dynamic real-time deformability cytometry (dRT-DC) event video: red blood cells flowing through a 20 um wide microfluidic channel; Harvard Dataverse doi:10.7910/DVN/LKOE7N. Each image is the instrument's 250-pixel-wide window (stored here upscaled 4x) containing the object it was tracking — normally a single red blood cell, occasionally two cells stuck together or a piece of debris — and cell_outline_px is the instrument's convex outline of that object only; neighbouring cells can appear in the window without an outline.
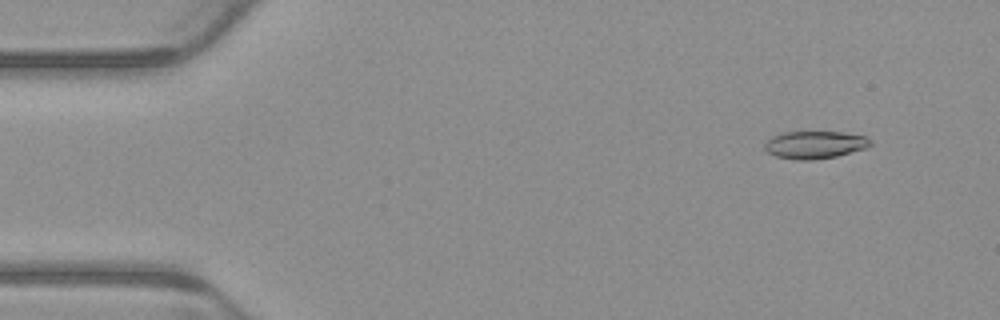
{"species": "common noctule bat (a hibernating species)", "species_latin": "Nyctalus noctula", "temperature_condition": "warm", "stored_images_in_passage": 5, "camera_frame_rate_fps": 3000, "um_per_image_px": 0.085, "animal": {"sex": "male", "body_mass_g": 23.1, "forearm_length_mm": 52.7}, "frame": {"image": 1, "passage_image": 2, "time_ms": 0.333, "image_size_px": [1000, 320], "cell_outline_px": [[872, 144], [864, 148], [836, 156], [812, 160], [796, 160], [776, 156], [768, 152], [764, 148], [764, 144], [772, 136], [784, 132], [844, 132], [864, 136], [872, 140]], "centroid_in_image_um": [69.25, 12.3], "position_along_channel_um": 15.8, "area_um2": 16.88}}
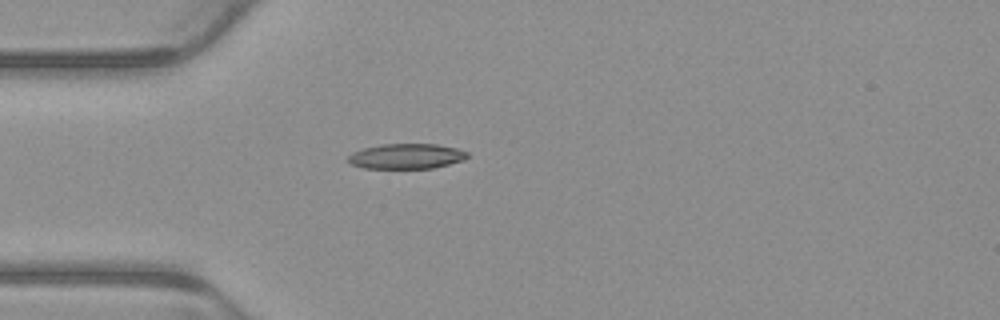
{"frame": {"image": 2, "passage_image": 5, "time_ms": 1.333, "image_size_px": [1000, 320], "cell_outline_px": [[468, 156], [464, 160], [432, 168], [364, 168], [352, 164], [344, 160], [352, 152], [364, 148], [380, 144], [436, 144], [456, 148], [468, 152]], "centroid_in_image_um": [34.51, 13.28], "position_along_channel_um": 50.5, "area_um2": 17.51}}